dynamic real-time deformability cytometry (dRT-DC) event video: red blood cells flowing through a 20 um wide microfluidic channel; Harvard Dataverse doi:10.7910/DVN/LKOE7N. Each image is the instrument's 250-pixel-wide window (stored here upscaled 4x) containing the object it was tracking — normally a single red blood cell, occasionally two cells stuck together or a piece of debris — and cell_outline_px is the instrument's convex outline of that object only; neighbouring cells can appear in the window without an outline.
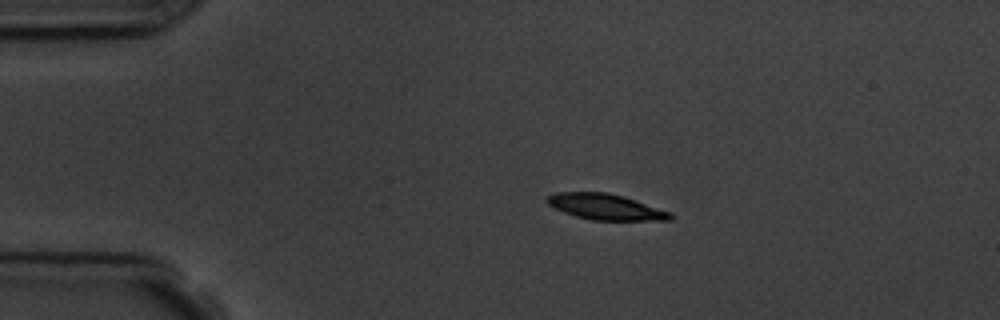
{"species": "common noctule bat (a hibernating species)", "species_latin": "Nyctalus noctula", "temperature_condition": "room temperature", "stored_images_in_passage": 6, "camera_frame_rate_fps": 3000, "um_per_image_px": 0.085, "animal": {"sex": "male", "body_mass_g": 19.5, "forearm_length_mm": 54.6}, "frame": {"image": 1, "passage_image": 1, "time_ms": 0.0, "image_size_px": [1000, 320], "cell_outline_px": [[672, 220], [592, 220], [576, 216], [564, 212], [548, 204], [544, 200], [548, 196], [556, 192], [608, 192], [624, 196], [672, 212]], "centroid_in_image_um": [51.49, 17.57], "position_along_channel_um": 33.5, "area_um2": 18.55}}
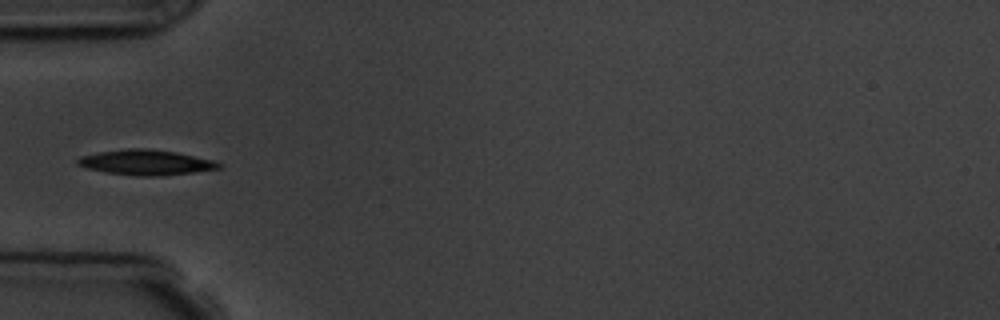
{"frame": {"image": 2, "passage_image": 3, "time_ms": 2.333, "image_size_px": [1000, 320], "cell_outline_px": [[220, 168], [192, 172], [160, 176], [136, 176], [108, 172], [88, 168], [76, 164], [76, 160], [80, 156], [100, 152], [128, 148], [148, 148], [176, 152], [212, 160], [220, 164]], "centroid_in_image_um": [12.37, 13.8], "position_along_channel_um": 72.6, "area_um2": 20.46}}